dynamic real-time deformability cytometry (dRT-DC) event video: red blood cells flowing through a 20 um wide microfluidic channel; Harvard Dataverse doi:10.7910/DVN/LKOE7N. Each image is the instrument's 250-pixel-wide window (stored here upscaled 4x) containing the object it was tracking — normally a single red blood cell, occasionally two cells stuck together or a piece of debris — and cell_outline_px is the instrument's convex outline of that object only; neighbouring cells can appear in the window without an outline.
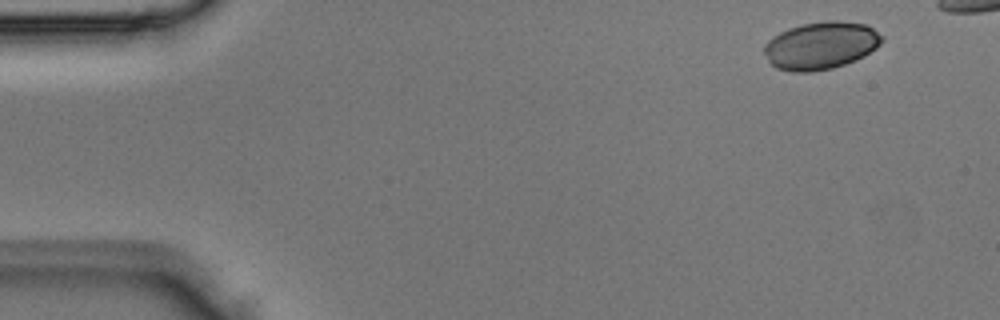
{"species": "Egyptian fruit bat (a non-hibernating species)", "species_latin": "Rousettus aegyptiacus", "temperature_condition": "room temperature", "stored_images_in_passage": 3, "camera_frame_rate_fps": 3000, "um_per_image_px": 0.085, "animal": {"sex": "male"}, "frame": {"image": 1, "passage_image": 1, "time_ms": 0.0, "image_size_px": [1000, 320], "cell_outline_px": [[884, 40], [876, 48], [864, 56], [856, 60], [832, 68], [812, 72], [792, 72], [776, 68], [768, 60], [764, 52], [764, 44], [772, 36], [788, 28], [800, 24], [824, 20], [836, 20], [864, 24], [872, 28], [884, 36]], "centroid_in_image_um": [69.77, 3.86], "position_along_channel_um": 15.2, "area_um2": 32.89}}